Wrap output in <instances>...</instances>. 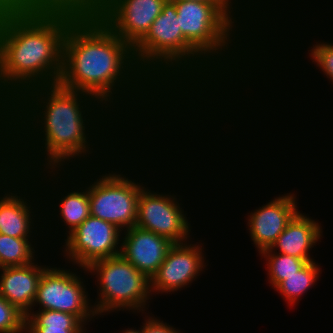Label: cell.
Wrapping results in <instances>:
<instances>
[{
    "label": "cell",
    "instance_id": "cell-2",
    "mask_svg": "<svg viewBox=\"0 0 333 333\" xmlns=\"http://www.w3.org/2000/svg\"><path fill=\"white\" fill-rule=\"evenodd\" d=\"M58 84L92 95L135 135L168 133L188 118L138 67L133 48L91 9L66 30Z\"/></svg>",
    "mask_w": 333,
    "mask_h": 333
},
{
    "label": "cell",
    "instance_id": "cell-23",
    "mask_svg": "<svg viewBox=\"0 0 333 333\" xmlns=\"http://www.w3.org/2000/svg\"><path fill=\"white\" fill-rule=\"evenodd\" d=\"M48 249L44 238H16L0 234V268L31 264Z\"/></svg>",
    "mask_w": 333,
    "mask_h": 333
},
{
    "label": "cell",
    "instance_id": "cell-19",
    "mask_svg": "<svg viewBox=\"0 0 333 333\" xmlns=\"http://www.w3.org/2000/svg\"><path fill=\"white\" fill-rule=\"evenodd\" d=\"M173 245L169 238L133 226L122 231L120 255L151 279Z\"/></svg>",
    "mask_w": 333,
    "mask_h": 333
},
{
    "label": "cell",
    "instance_id": "cell-9",
    "mask_svg": "<svg viewBox=\"0 0 333 333\" xmlns=\"http://www.w3.org/2000/svg\"><path fill=\"white\" fill-rule=\"evenodd\" d=\"M29 176L43 203L44 239L54 249L90 215L88 166L68 170H37Z\"/></svg>",
    "mask_w": 333,
    "mask_h": 333
},
{
    "label": "cell",
    "instance_id": "cell-5",
    "mask_svg": "<svg viewBox=\"0 0 333 333\" xmlns=\"http://www.w3.org/2000/svg\"><path fill=\"white\" fill-rule=\"evenodd\" d=\"M177 17L167 0L133 47L138 67L187 117L245 123L253 107L186 42Z\"/></svg>",
    "mask_w": 333,
    "mask_h": 333
},
{
    "label": "cell",
    "instance_id": "cell-6",
    "mask_svg": "<svg viewBox=\"0 0 333 333\" xmlns=\"http://www.w3.org/2000/svg\"><path fill=\"white\" fill-rule=\"evenodd\" d=\"M71 5L5 10L0 20V110L36 86L58 84L63 40L83 11Z\"/></svg>",
    "mask_w": 333,
    "mask_h": 333
},
{
    "label": "cell",
    "instance_id": "cell-3",
    "mask_svg": "<svg viewBox=\"0 0 333 333\" xmlns=\"http://www.w3.org/2000/svg\"><path fill=\"white\" fill-rule=\"evenodd\" d=\"M233 124V125H232ZM240 126V127H239ZM244 126V127H243ZM237 129V130H236ZM246 130V131H245ZM245 132V133H244ZM240 134V135H239ZM211 135V136H210ZM246 135V138H245ZM249 135V136H248ZM229 136V137H228ZM243 136V137H242ZM252 134H250L247 131L246 125L245 123H240V122H209L192 140H190V142L185 145V147L175 156V158H173L170 163H168L165 168H163L140 192L139 194V199H138V204H137V214H136V222H135V226L143 228L145 230H149L152 231L158 235H162L166 238H169L172 242L174 243H185L190 241L197 233L196 231L200 230L202 231V229L200 228L201 226L199 224H202L200 218H202L201 216L205 215L203 213H205V211L207 212L208 210H204L202 209V206L204 204H206L209 199L210 202L208 203L210 205L211 201H212V197L213 196H209L208 194H210L211 192L209 191V188L211 187L212 184H214L215 186L212 185V187L218 191H215V194H221L222 191H224L223 195L221 194V196H216L217 198H219V200H221L223 197V199H226L225 202L228 201V198H226L227 196L224 194H226L225 190H217V188L220 189V187L222 188V186H220L221 184H226L229 185L227 183H234L236 188L239 187L240 188H246V185H241L244 184V182L242 183V177L241 178H236V177H240L241 173L240 171H244V169H249L250 167L247 165L249 162V160H251V157H248L249 154L253 155L252 158H258V156L260 154H264L260 155L261 157L257 159L258 162H264L267 163V160L269 157H272L275 159V161L277 162H272V158L268 159V163L270 164L269 166H271V168L268 166V168L270 170H272V167L275 169L276 171V175L277 174V169L275 168L277 165H279V160L276 157L279 156L280 154H286V152H284V150L281 152H279V154L275 153V149L279 148V146L282 148V146H286V144L283 145V143L285 142L284 139L281 141V144H277L276 147H273V143L268 142V145L266 142L261 143L260 145H258L256 142V138H254V142H253V136L251 138ZM248 137V138H247ZM231 138V139H230ZM251 138V139H250ZM205 139V140H204ZM241 139V140H240ZM245 139V140H244ZM207 140V141H206ZM253 142H251V141ZM210 141V142H209ZM237 141V142H236ZM249 141V142H248ZM222 142V143H221ZM234 142V143H233ZM243 142V143H242ZM246 142V144H245ZM248 142V143H247ZM249 143H251L249 145ZM192 144V145H191ZM199 144V145H198ZM230 144V145H229ZM234 144V145H233ZM237 144V145H236ZM254 144V145H253ZM262 144H266L265 145V149L263 150V145ZM196 147H195V146ZM244 145V146H243ZM249 147L247 148L246 146ZM257 145V147H256ZM233 146V148H232ZM251 146V147H250ZM253 146V147H252ZM262 147L261 148H259ZM268 146V147H267ZM271 146V148H270ZM235 147V149H234ZM256 147V148H255ZM229 148V149H228ZM231 148V149H230ZM250 148V149H249ZM275 148V149H274ZM200 149V150H199ZM215 149V150H214ZM238 151H237V150ZM251 149H256L255 151H253L252 153H249V151H252ZM258 149V150H257ZM267 149V151H265ZM269 149V150H268ZM271 149V150H270ZM274 149V150H273ZM224 150V151H223ZM227 150V151H226ZM236 150V151H235ZM242 150V151H241ZM249 150V151H247ZM260 150V151H259ZM230 151V152H229ZM245 153H244V152ZM257 151V152H256ZM262 151V153H261ZM264 151V152H263ZM268 151L270 153H268ZM272 151H274L272 153ZM194 152V153H193ZM215 152V153H214ZM218 152V153H217ZM234 152V153H231ZM238 152V153H237ZM242 152V153H241ZM248 152V153H247ZM259 152V153H258ZM222 153V154H221ZM237 153V154H236ZM244 155H241L243 154ZM266 153V154H265ZM272 153V154H271ZM186 154V155H185ZM211 154V156L209 155ZM221 156H220V155ZM231 154V155H230ZM248 154V155H247ZM256 154V155H255ZM259 154V155H258ZM271 154V155H270ZM276 154V155H275ZM188 155V156H187ZM215 155V156H214ZM219 157H218V156ZM229 155V156H228ZM237 155V156H236ZM267 157H266V156ZM270 155V156H269ZM276 157H273V156ZM183 156V157H182ZM200 156V157H199ZM224 156V158H223ZM243 156V157H242ZM257 156V157H256ZM182 157V158H181ZM189 157V158H188ZM199 157V158H198ZM207 157V158H206ZM209 157V158H208ZM233 159H232V158ZM239 157V159H238ZM241 157V158H240ZM246 157V158H245ZM263 157V158H262ZM266 157V158H265ZM223 158V159H222ZM228 158V160L226 159ZM236 158V159H235ZM244 158V159H243ZM205 159V160H204ZM211 159V161L209 160ZM213 159V160H212ZM242 159V160H240ZM248 159V160H245ZM179 160V161H178ZM187 160V161H186ZM193 160V161H192ZM203 160V161H202ZM209 160V161H208ZM225 160V161H224ZM240 160V163L238 162ZM245 160V161H244ZM265 160V161H264ZM270 160V162H269ZM176 161V162H175ZM202 161V162H201ZM222 161V162H220ZM234 161V162H233ZM244 163V165L241 163ZM191 162V163H190ZM205 162V163H204ZM207 162V163H206ZM214 166H213V163ZM216 162V163H215ZM230 162V163H229ZM233 162V163H231ZM237 162V163H235ZM248 162V163H246ZM272 162V163H271ZM211 163V164H210ZM225 163V164H224ZM239 163V164H238ZM197 164V165H196ZM207 164V165H206ZM219 164V165H217ZM224 168V170H228L223 171L220 170L223 169L222 166ZM224 164V165H223ZM228 164V165H227ZM242 164V168H244L242 170L241 165ZM273 164V166H272ZM277 164V165H276ZM170 165V166H169ZM191 165V166H190ZM202 165L205 167H202ZM209 165V166H208ZM189 166V167H188ZM199 166V167H198ZM213 166V167H212ZM220 166V168H219ZM235 166V167H234ZM237 166V167H236ZM247 166V167H244ZM208 167V168H207ZM229 167V168H228ZM240 167V168H238ZM182 168V169H181ZM197 168V169H196ZM202 168V169H199ZM212 168V169H211ZM232 168V169H231ZM238 170H237V169ZM174 169V170H173ZM187 169V170H186ZM207 169V170H206ZM219 169V170H217ZM231 169V170H229ZM235 169V170H234ZM240 169V170H239ZM170 170V171H169ZM185 170V171H184ZM192 170V171H191ZM211 170V172H210ZM217 170V171H215ZM165 171V172H164ZM195 171V173H194ZM204 171V172H203ZM223 171V172H222ZM230 171V172H229ZM238 171V172H237ZM193 172V174H192ZM200 172V174L198 173ZM213 172V173H212ZM216 172V174H215ZM218 172V174H217ZM228 173L229 175V180L228 178H226V176L228 177V175L226 173ZM182 173V174H181ZM206 173V174H205ZM210 173V174H209ZM221 173V174H220ZM237 173V174H235ZM166 174V175H165ZM195 174V176H194ZM198 174V175H197ZM214 174V175H213ZM239 174V175H238ZM173 175V176H172ZM234 180H233V177ZM236 175V177H235ZM198 176V177H197ZM208 176V177H207ZM211 176V177H210ZM214 176V177H213ZM218 176V177H217ZM220 176V177H219ZM225 176V177H223ZM222 177V178H221ZM232 177V178H231ZM165 178V179H164ZM191 178V179H190ZM199 178V179H198ZM202 178V180H201ZM206 178V179H205ZM190 179V180H188ZM215 179V181L213 180ZM223 179V180H222ZM228 181H227V180ZM199 180V181H198ZM211 180V181H208ZM232 180V181H231ZM235 180H240L235 182ZM168 181V182H167ZM182 181V182H181ZM209 182V187H208V182ZM217 181V182H216ZM220 181V182H218ZM225 181L227 183H225ZM234 181V182H233ZM215 182V183H213ZM222 182V183H221ZM240 182V185L238 184ZM195 186H194V184ZM197 183V185H196ZM199 183V184H198ZM201 183V184H200ZM204 183L206 185H204ZM219 183V184H218ZM218 184V185H217ZM199 185V186H198ZM238 185V186H237ZM167 186V187H166ZM169 186V187H168ZM192 186V187H191ZM198 186V187H197ZM206 186V188H202V187ZM219 186V187H218ZM245 186V187H244ZM184 187V188H183ZM191 187V188H190ZM195 187V188H194ZM196 188L197 191L196 192ZM208 188V194L207 193V189ZM193 189L192 191L189 190ZM201 189V190H200ZM205 191H203V190ZM188 190V193H187ZM195 192V193H194ZM188 195H187V194ZM205 193V194H204ZM195 194L193 197V195ZM203 194V197L201 196L200 199V195ZM187 195V196H185ZM190 195V196H189ZM199 195V196H198ZM197 196V198H196ZM205 196H209V197H205ZM222 197V198H221ZM196 198V199H195ZM199 198V200H198ZM208 198V200H206ZM202 199L204 201H202ZM191 200V202H190ZM196 200V205H195V201ZM198 200V201H197ZM201 201V203H200ZM206 201V202H205ZM205 202V203H203ZM194 204L191 205V204ZM200 205V206H198ZM202 205V206H201ZM190 206V207H189ZM193 206V207H192ZM198 207V208H197ZM201 208V210H199ZM195 210V211H194ZM203 210L201 216H200V212ZM200 211V212H198ZM198 212V214H197ZM193 213V214H192ZM195 213V214H194ZM198 216V218H196V215ZM200 217V218H199ZM194 218V219H193ZM198 221H197V220ZM197 221V222H196ZM199 222V223H198ZM201 222V223H200ZM197 223V224H196ZM196 224V225H195ZM199 225V226H198ZM199 229H197V228ZM196 229V230H195Z\"/></svg>",
    "mask_w": 333,
    "mask_h": 333
},
{
    "label": "cell",
    "instance_id": "cell-20",
    "mask_svg": "<svg viewBox=\"0 0 333 333\" xmlns=\"http://www.w3.org/2000/svg\"><path fill=\"white\" fill-rule=\"evenodd\" d=\"M215 3L265 54L268 48V0H168Z\"/></svg>",
    "mask_w": 333,
    "mask_h": 333
},
{
    "label": "cell",
    "instance_id": "cell-17",
    "mask_svg": "<svg viewBox=\"0 0 333 333\" xmlns=\"http://www.w3.org/2000/svg\"><path fill=\"white\" fill-rule=\"evenodd\" d=\"M55 259L54 249L49 248L31 264L0 268V295L26 316L33 307L43 271Z\"/></svg>",
    "mask_w": 333,
    "mask_h": 333
},
{
    "label": "cell",
    "instance_id": "cell-27",
    "mask_svg": "<svg viewBox=\"0 0 333 333\" xmlns=\"http://www.w3.org/2000/svg\"><path fill=\"white\" fill-rule=\"evenodd\" d=\"M7 167L6 117L0 110V173Z\"/></svg>",
    "mask_w": 333,
    "mask_h": 333
},
{
    "label": "cell",
    "instance_id": "cell-16",
    "mask_svg": "<svg viewBox=\"0 0 333 333\" xmlns=\"http://www.w3.org/2000/svg\"><path fill=\"white\" fill-rule=\"evenodd\" d=\"M167 0H97L91 9L132 48L146 35Z\"/></svg>",
    "mask_w": 333,
    "mask_h": 333
},
{
    "label": "cell",
    "instance_id": "cell-21",
    "mask_svg": "<svg viewBox=\"0 0 333 333\" xmlns=\"http://www.w3.org/2000/svg\"><path fill=\"white\" fill-rule=\"evenodd\" d=\"M318 261L319 259L308 262L302 269L288 276L273 290V293L281 297L283 304H287L285 306L289 310L292 311V308L297 310L300 301H303L304 297L308 298L307 294H311L310 290L315 291L319 282H322L321 277H324L325 269L324 264Z\"/></svg>",
    "mask_w": 333,
    "mask_h": 333
},
{
    "label": "cell",
    "instance_id": "cell-24",
    "mask_svg": "<svg viewBox=\"0 0 333 333\" xmlns=\"http://www.w3.org/2000/svg\"><path fill=\"white\" fill-rule=\"evenodd\" d=\"M262 269H265L264 280L270 289L274 290L288 276L295 274L302 269L308 262L317 259H301L287 254L273 252L270 248L262 251L256 256ZM265 266V267H263Z\"/></svg>",
    "mask_w": 333,
    "mask_h": 333
},
{
    "label": "cell",
    "instance_id": "cell-25",
    "mask_svg": "<svg viewBox=\"0 0 333 333\" xmlns=\"http://www.w3.org/2000/svg\"><path fill=\"white\" fill-rule=\"evenodd\" d=\"M0 333H25V315L1 295Z\"/></svg>",
    "mask_w": 333,
    "mask_h": 333
},
{
    "label": "cell",
    "instance_id": "cell-4",
    "mask_svg": "<svg viewBox=\"0 0 333 333\" xmlns=\"http://www.w3.org/2000/svg\"><path fill=\"white\" fill-rule=\"evenodd\" d=\"M268 0V48H267V53H266V79H265V89H264V93L263 96L261 97L262 99L259 100L258 103H256V105L252 108V112L250 114L249 119L246 121L245 125L247 128V131L251 134H253V138H256L257 141L259 143L261 142H268V141H272L270 143H274L276 145L280 144L279 141L276 142L275 137H277L278 139L280 138V136H283L285 132V128L288 130V127L290 128V130L292 129V125L293 124H298L300 123V118L303 119L304 117H307L306 114L304 115V113L311 112L309 111L310 109L306 110L304 109V107L301 105L302 102H299L298 98L300 99V101L304 100L303 102H307L305 100H308L309 98H315L317 97L316 95L319 96V94H315L316 92H318L315 88V84L316 82H321V80H324L323 82L326 83V88L330 89V92H333V28L331 30V27L329 26H333V24H331V22L333 21V18L331 19L330 17H333V13L332 15L329 14L331 12H333L332 7V3L333 0H323V2L326 3L323 5V2H321L320 0H314V2L310 1V0ZM320 1V3L318 2ZM302 2V3H301ZM304 2V3H303ZM309 2V3H308ZM306 3V4H305ZM308 3V4H307ZM319 3V4H318ZM329 3V5H328ZM285 4V5H284ZM298 4V5H297ZM302 4V5H301ZM313 4H318L319 6L317 7L316 5ZM321 5V6H320ZM327 5V6H326ZM289 6V7H288ZM299 6V7H298ZM307 6V7H306ZM327 9H326V7ZM332 6V7H330ZM298 7V8H296ZM301 7V8H300ZM310 7V8H309ZM320 7V8H319ZM322 7H325L324 10L326 12H324V10H320L322 9ZM290 8V9H289ZM303 8V9H302ZM309 10H308V9ZM298 9V10H297ZM307 9V10H306ZM316 9V12H315ZM329 9V10H328ZM320 10V12H319ZM287 11V12H286ZM303 11V12H302ZM307 11V13H306ZM309 11V12H308ZM320 14H318L317 13ZM322 11V12H321ZM291 12V13H290ZM297 12V13H295ZM305 12V13H304ZM324 12V13H323ZM295 14V15H294ZM303 16H302V15ZM307 14V15H306ZM308 14L310 16H308ZM315 14V15H314ZM318 14V15H317ZM324 14V16H323ZM329 16H328V15ZM327 15V16H326ZM331 15V16H330ZM319 16V17H318ZM321 16V17H320ZM296 17V18H295ZM301 17V18H300ZM316 19H315V18ZM325 21L324 22V19ZM330 18V21L328 18ZM306 18V19H305ZM309 18V19H307ZM327 18V19H326ZM305 19V21H304ZM312 19V20H311ZM293 20V21H292ZM311 20V21H310ZM315 20V21H314ZM320 20V22L322 24H320V22L318 21ZM300 21V22H299ZM304 21V22H303ZM309 21V22H308ZM329 21V22H328ZM312 22V23H311ZM316 23V24H315ZM323 23H328V30L327 32H331L330 34L326 33V28L324 27ZM311 24V25H309ZM313 24V25H312ZM330 24V25H329ZM298 25V26H297ZM317 25V26H316ZM323 25V26H322ZM309 26V27H308ZM314 26V27H313ZM316 26V27H315ZM322 26V27H321ZM313 30H312V28ZM318 28V29H317ZM324 28V29H323ZM321 32H320V30ZM312 30V31H311ZM324 30V31H323ZM318 32V33H317ZM320 32V33H319ZM326 33V34H325ZM317 34V35H316ZM322 34V36H321ZM303 35V36H302ZM310 35V36H309ZM314 35V36H313ZM320 35V36H319ZM324 35V36H323ZM326 35V36H325ZM288 36V37H287ZM298 36V37H297ZM306 38H305V37ZM330 36V38H329ZM291 37V38H290ZM295 37V38H294ZM328 37V38H327ZM293 41V42H292ZM298 41V42H297ZM287 43V44H286ZM291 43V44H290ZM299 44V45H298ZM277 47V48H276ZM303 47V48H302ZM306 47V48H305ZM281 48V49H280ZM297 51H296V50ZM297 52V53H295ZM295 54V55H294ZM283 57V58H282ZM292 59V60H291ZM303 61V62H302ZM287 62V63H286ZM289 62V63H288ZM298 63V65H297ZM301 65V66H300ZM310 67H308V66ZM294 66V67H293ZM307 66V67H306ZM292 67V68H291ZM294 68V69H293ZM290 69V70H289ZM297 69V70H296ZM309 69V70H308ZM314 69V71H313ZM283 72H282V71ZM303 70V71H301ZM317 70V71H316ZM294 73H293V72ZM297 71V72H296ZM300 71V72H299ZM280 72V73H279ZM301 73L299 75V73ZM311 72V73H310ZM287 73V74H286ZM310 76V80L308 79ZM314 73V74H312ZM317 73V75H321L318 76L320 78L317 77V75L315 74ZM320 73V74H318ZM285 74V75H284ZM306 74V75H305ZM280 77H279V76ZM296 75L298 76V79H296ZM315 75V76H314ZM282 76V77H281ZM285 76V77H284ZM291 76V77H290ZM303 76V77H302ZM313 76L318 79L315 82L312 79ZM306 77V78H304ZM312 77V78H311ZM285 80H284V79ZM289 78V79H288ZM300 78V79H299ZM304 79V82H301V79ZM274 79V80H273ZM312 79V80H311ZM321 79V80H320ZM283 80V81H282ZM294 83H291L293 82ZM273 81V82H272ZM279 81V82H278ZM286 81H288L290 84V86H288V84L285 87V84L287 83ZM291 81V82H290ZM301 82L300 87L302 88V90L304 89V85H305V91L306 88L308 89V93L313 94V95H309L306 92V96H302L299 95L302 90L301 88L299 89V87L297 88V84H299ZM306 81V82H305ZM309 81H313L309 82ZM276 82V83H275ZM309 83V84H308ZM315 83V84H314ZM274 84V85H273ZM304 84V85H303ZM312 85L315 88V92L313 91V89H311V87H309L308 85ZM331 84V85H330ZM271 85V86H270ZM276 85V86H275ZM280 85V86H279ZM295 85V86H294ZM330 85V86H329ZM293 86V88H292ZM307 86V87H306ZM328 86V87H327ZM289 87V88H287ZM295 87V88H294ZM287 88V89H286ZM273 89V90H272ZM284 89V90H282ZM289 89V91H288ZM287 90V91H286ZM292 90V92H291ZM294 90V92H293ZM298 90V92H297ZM301 90V91H300ZM274 91V92H273ZM296 91V92H295ZM300 91V92H299ZM268 92V93H267ZM271 92V93H270ZM283 92V93H282ZM313 92V93H312ZM278 95H276V94ZM297 93V94H296ZM299 93V94H298ZM283 94V95H281ZM285 94V95H284ZM292 94H293V99L292 98ZM280 95V96H279ZM297 96L296 98H294L295 96ZM309 98H306L308 97ZM277 96V97H276ZM287 96V97H286ZM314 96V97H313ZM272 97V98H271ZM291 97V98H289ZM303 97V98H301ZM305 97V99H304ZM279 98V99H277ZM284 98H288L287 100L291 103V105H295L296 103V108H293V106L291 107L292 109H294V114L298 117H291V121L288 119V116L290 117V115L288 114V111L291 113V108L289 107V102H287V100H285ZM272 99V102H271ZM277 99V100H276ZM290 99L292 101H290ZM295 99V100H294ZM275 100V101H274ZM298 100V101H296ZM263 101V103H262ZM282 101V103H281ZM296 101V102H294ZM270 102V103H269ZM277 102V103H276ZM280 104H279V103ZM300 105H299V103ZM287 103V104H286ZM266 104V105H265ZM277 104V105H276ZM285 104V105H284ZM268 105V106H267ZM276 105V106H275ZM282 105V106H281ZM287 105V106H286ZM299 105V107L297 106ZM266 106V107H265ZM275 106V107H274ZM301 106V108H300ZM281 107V108H280ZM289 107V108H288ZM285 108V109H284ZM290 109V110H287ZM300 108V109H299ZM265 109V110H264ZM269 109V110H268ZM282 111L279 112L278 111ZM282 109V110H281ZM278 112H276V111ZM284 110V111H283ZM286 110V111H285ZM304 111V113H299V111ZM296 111V113H295ZM272 112V113H271ZM288 115H286L285 113ZM301 114L299 116V114ZM280 113V114H279ZM288 119V123L287 122H282L283 120L286 121V118ZM268 114V115H267ZM273 114V115H272ZM277 114V115H276ZM303 114V116H302ZM276 115V116H274ZM265 116V117H264ZM274 116V117H273ZM282 116L284 119L282 120L278 117ZM271 117V118H270ZM300 117V118H299ZM263 118V119H262ZM295 118L296 120L294 121ZM298 118V119H297ZM277 119V120H276ZM275 120V121H274ZM281 122H279V121ZM263 121V122H262ZM271 121V122H270ZM273 121V122H272ZM292 122V124L290 122ZM253 122V123H252ZM268 122V124H267ZM272 123V124H269ZM279 122V123H278ZM258 123V124H257ZM265 123V124H264ZM278 126H276V124ZM280 123L282 124V126L280 125ZM286 123V124H285ZM285 124V125H284ZM290 126H289V125ZM255 125V127H254ZM261 125V126H260ZM264 125V127H263ZM268 125V126H267ZM275 125V128L273 127ZM280 125V126H279ZM254 127V128H250V127ZM288 126V127H285ZM258 127H260L258 129ZM268 127V128H267ZM281 127H283L284 132H282L280 129ZM266 128V129H265ZM272 130H271V129ZM277 128V129H276ZM252 129V130H251ZM256 129V130H254ZM263 130V131H262ZM266 130V132H265ZM271 130V131H270ZM275 130V131H273ZM281 132H279V131ZM268 131V132H267ZM262 132L264 134H262ZM272 132H277L272 133ZM258 133V134H257ZM261 133V134H260ZM266 134V135H265ZM269 135V138L267 137ZM272 134L273 137H272ZM282 134V135H279ZM261 135V136H259ZM266 137H264V136ZM277 135V136H276ZM279 135V137H278ZM255 136H259V137H255ZM263 136V137H262ZM261 137V138H260ZM272 137V139H270ZM265 138V140H264ZM267 138V139H266ZM263 139V141H262ZM270 139V140H269ZM275 139V141H274ZM261 140V141H260Z\"/></svg>",
    "mask_w": 333,
    "mask_h": 333
},
{
    "label": "cell",
    "instance_id": "cell-10",
    "mask_svg": "<svg viewBox=\"0 0 333 333\" xmlns=\"http://www.w3.org/2000/svg\"><path fill=\"white\" fill-rule=\"evenodd\" d=\"M86 270L99 324L110 315L118 317L126 313L127 317L157 308L151 294L150 279L121 255L94 261Z\"/></svg>",
    "mask_w": 333,
    "mask_h": 333
},
{
    "label": "cell",
    "instance_id": "cell-28",
    "mask_svg": "<svg viewBox=\"0 0 333 333\" xmlns=\"http://www.w3.org/2000/svg\"><path fill=\"white\" fill-rule=\"evenodd\" d=\"M39 5H71L83 9H92L97 0H35Z\"/></svg>",
    "mask_w": 333,
    "mask_h": 333
},
{
    "label": "cell",
    "instance_id": "cell-15",
    "mask_svg": "<svg viewBox=\"0 0 333 333\" xmlns=\"http://www.w3.org/2000/svg\"><path fill=\"white\" fill-rule=\"evenodd\" d=\"M288 188L286 191L280 187V190H277L280 192H278V194H276L277 191H268L273 193V197L271 196L268 201L267 199L263 200V203L260 201L259 204L261 206L259 204L256 206L257 202L253 203L255 204L254 208L251 210L248 208L249 211L247 210L241 215L242 219L240 217L242 221L245 219L244 223L240 222L239 224H244L245 233L248 235V241L251 242L250 245L255 249L256 256L262 251L271 248L277 240V237L284 231L287 224L301 208L307 209L305 206H300V203H303V201H301L302 195H300V188L298 187L297 189V186H294V190L291 187ZM281 190H283L284 193Z\"/></svg>",
    "mask_w": 333,
    "mask_h": 333
},
{
    "label": "cell",
    "instance_id": "cell-26",
    "mask_svg": "<svg viewBox=\"0 0 333 333\" xmlns=\"http://www.w3.org/2000/svg\"><path fill=\"white\" fill-rule=\"evenodd\" d=\"M157 311L154 310L149 312L141 313V330L142 333H188L181 329V326H176L174 323L163 319V317L157 316ZM174 324V325H173Z\"/></svg>",
    "mask_w": 333,
    "mask_h": 333
},
{
    "label": "cell",
    "instance_id": "cell-13",
    "mask_svg": "<svg viewBox=\"0 0 333 333\" xmlns=\"http://www.w3.org/2000/svg\"><path fill=\"white\" fill-rule=\"evenodd\" d=\"M200 233L188 242L174 243L169 249L164 262L150 279L151 294L155 302L165 296L172 297L170 300L176 295H180V298L182 293L193 291L194 286L201 283L200 279H204L203 275L208 277L207 273L213 269L211 265L214 262L211 261L213 253L208 252V242L212 237L206 241L207 235L204 233V237L201 231Z\"/></svg>",
    "mask_w": 333,
    "mask_h": 333
},
{
    "label": "cell",
    "instance_id": "cell-22",
    "mask_svg": "<svg viewBox=\"0 0 333 333\" xmlns=\"http://www.w3.org/2000/svg\"><path fill=\"white\" fill-rule=\"evenodd\" d=\"M77 316L56 310H31L25 316V333H100Z\"/></svg>",
    "mask_w": 333,
    "mask_h": 333
},
{
    "label": "cell",
    "instance_id": "cell-18",
    "mask_svg": "<svg viewBox=\"0 0 333 333\" xmlns=\"http://www.w3.org/2000/svg\"><path fill=\"white\" fill-rule=\"evenodd\" d=\"M302 210L304 209L302 208L287 224L270 249L296 258L320 259L321 256L316 252H319V246L328 233L324 230V219L320 221L316 214L305 213Z\"/></svg>",
    "mask_w": 333,
    "mask_h": 333
},
{
    "label": "cell",
    "instance_id": "cell-7",
    "mask_svg": "<svg viewBox=\"0 0 333 333\" xmlns=\"http://www.w3.org/2000/svg\"><path fill=\"white\" fill-rule=\"evenodd\" d=\"M208 123L188 117L168 133L136 135L107 163L88 166L91 216L113 223L122 231L135 226L141 190Z\"/></svg>",
    "mask_w": 333,
    "mask_h": 333
},
{
    "label": "cell",
    "instance_id": "cell-8",
    "mask_svg": "<svg viewBox=\"0 0 333 333\" xmlns=\"http://www.w3.org/2000/svg\"><path fill=\"white\" fill-rule=\"evenodd\" d=\"M173 3L186 42L254 107L265 89L266 54L215 3Z\"/></svg>",
    "mask_w": 333,
    "mask_h": 333
},
{
    "label": "cell",
    "instance_id": "cell-1",
    "mask_svg": "<svg viewBox=\"0 0 333 333\" xmlns=\"http://www.w3.org/2000/svg\"><path fill=\"white\" fill-rule=\"evenodd\" d=\"M4 113L7 167L25 175L105 164L136 136L95 97L59 84L28 89Z\"/></svg>",
    "mask_w": 333,
    "mask_h": 333
},
{
    "label": "cell",
    "instance_id": "cell-30",
    "mask_svg": "<svg viewBox=\"0 0 333 333\" xmlns=\"http://www.w3.org/2000/svg\"><path fill=\"white\" fill-rule=\"evenodd\" d=\"M130 316H131V318L135 317L134 319H136V320L139 318L137 320V322L135 321V323H137V325L133 324L131 326L130 322H127L128 326H125L124 328L120 327L119 328L120 331L115 328L116 331L113 329L110 333H142V330H141V313H136V314L128 315L129 318H130ZM138 322H140V323L138 324ZM107 333H109V332L107 331Z\"/></svg>",
    "mask_w": 333,
    "mask_h": 333
},
{
    "label": "cell",
    "instance_id": "cell-29",
    "mask_svg": "<svg viewBox=\"0 0 333 333\" xmlns=\"http://www.w3.org/2000/svg\"><path fill=\"white\" fill-rule=\"evenodd\" d=\"M39 6L35 0H0L4 10H27Z\"/></svg>",
    "mask_w": 333,
    "mask_h": 333
},
{
    "label": "cell",
    "instance_id": "cell-14",
    "mask_svg": "<svg viewBox=\"0 0 333 333\" xmlns=\"http://www.w3.org/2000/svg\"><path fill=\"white\" fill-rule=\"evenodd\" d=\"M121 236L116 225L90 215L54 251L59 261L87 268L94 261L120 255Z\"/></svg>",
    "mask_w": 333,
    "mask_h": 333
},
{
    "label": "cell",
    "instance_id": "cell-11",
    "mask_svg": "<svg viewBox=\"0 0 333 333\" xmlns=\"http://www.w3.org/2000/svg\"><path fill=\"white\" fill-rule=\"evenodd\" d=\"M31 310L73 314L90 330L99 325L86 268L63 263L57 258L43 271Z\"/></svg>",
    "mask_w": 333,
    "mask_h": 333
},
{
    "label": "cell",
    "instance_id": "cell-12",
    "mask_svg": "<svg viewBox=\"0 0 333 333\" xmlns=\"http://www.w3.org/2000/svg\"><path fill=\"white\" fill-rule=\"evenodd\" d=\"M0 234L44 238L43 203L36 182L6 167L0 173Z\"/></svg>",
    "mask_w": 333,
    "mask_h": 333
}]
</instances>
